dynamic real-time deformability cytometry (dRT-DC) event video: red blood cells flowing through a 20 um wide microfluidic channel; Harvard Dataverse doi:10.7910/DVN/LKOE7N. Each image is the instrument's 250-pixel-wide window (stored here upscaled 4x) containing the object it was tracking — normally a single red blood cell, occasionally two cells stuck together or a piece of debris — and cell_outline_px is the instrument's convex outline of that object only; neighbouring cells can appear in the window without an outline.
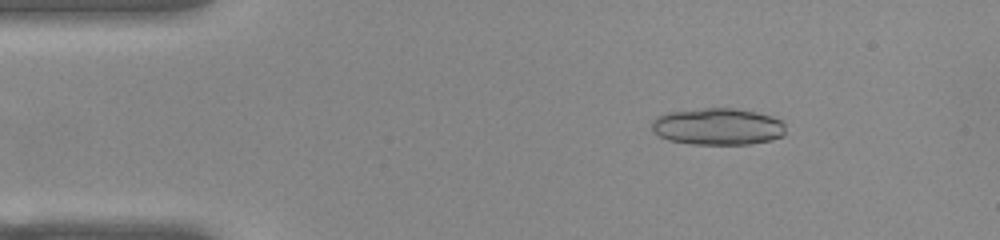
{"species": "common noctule bat (a hibernating species)", "species_latin": "Nyctalus noctula", "temperature_condition": "warm", "stored_images_in_passage": 52, "camera_frame_rate_fps": 3000, "um_per_image_px": 0.085, "animal": {"sex": "female", "body_mass_g": 22.0, "forearm_length_mm": 56.7}, "frame": {"image": 1, "passage_image": 8, "time_ms": 2.333, "image_size_px": [1000, 240], "cell_outline_px": [[784, 136], [772, 140], [748, 144], [692, 144], [668, 140], [660, 136], [652, 128], [652, 120], [656, 116], [668, 112], [704, 108], [732, 108], [756, 112], [772, 116], [780, 120], [784, 124]], "centroid_in_image_um": [61.01, 10.76], "position_along_channel_um": 24.0, "area_um2": 28.73}}